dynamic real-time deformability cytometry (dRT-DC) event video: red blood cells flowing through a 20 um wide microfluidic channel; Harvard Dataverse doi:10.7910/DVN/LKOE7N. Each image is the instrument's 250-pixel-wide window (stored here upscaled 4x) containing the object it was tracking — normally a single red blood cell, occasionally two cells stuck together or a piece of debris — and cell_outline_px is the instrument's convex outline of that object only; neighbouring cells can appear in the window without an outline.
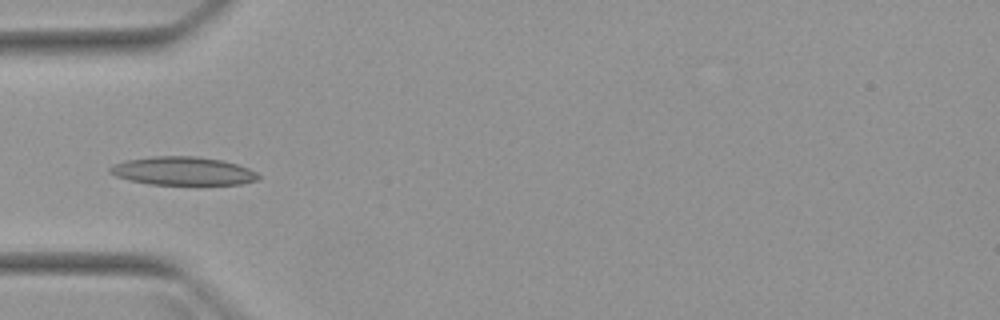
{"species": "Egyptian fruit bat (a non-hibernating species)", "species_latin": "Rousettus aegyptiacus", "temperature_condition": "warm", "stored_images_in_passage": 5, "camera_frame_rate_fps": 3000, "um_per_image_px": 0.085, "animal": {"sex": "female"}, "frame": {"image": 1, "passage_image": 5, "time_ms": 4.667, "image_size_px": [1000, 320], "cell_outline_px": [[260, 176], [256, 180], [240, 184], [148, 184], [128, 180], [116, 176], [108, 172], [108, 168], [124, 160], [152, 156], [196, 156], [224, 160], [248, 168], [256, 172]], "centroid_in_image_um": [15.51, 14.52], "position_along_channel_um": 69.5, "area_um2": 24.51}}